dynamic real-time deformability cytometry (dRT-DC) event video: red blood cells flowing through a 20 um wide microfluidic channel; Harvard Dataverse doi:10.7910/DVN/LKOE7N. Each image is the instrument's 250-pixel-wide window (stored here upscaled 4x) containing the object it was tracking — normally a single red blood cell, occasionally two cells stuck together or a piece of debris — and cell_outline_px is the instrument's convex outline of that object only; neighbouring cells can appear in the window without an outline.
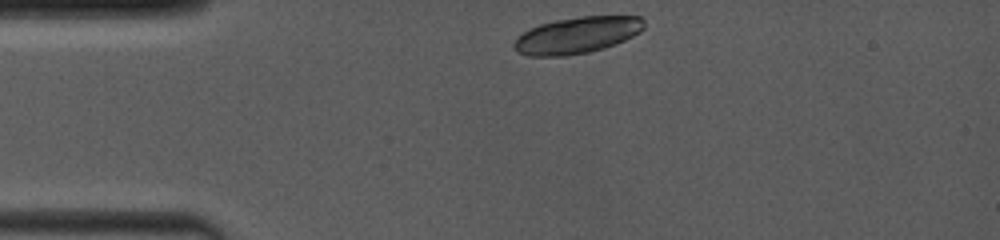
{"species": "common noctule bat (a hibernating species)", "species_latin": "Nyctalus noctula", "temperature_condition": "room temperature", "stored_images_in_passage": 5, "camera_frame_rate_fps": 4000, "um_per_image_px": 0.085, "animal": {"sex": "female", "body_mass_g": 19.0, "forearm_length_mm": 53.3}, "frame": {"image": 1, "passage_image": 1, "time_ms": 0.0, "image_size_px": [1000, 240], "cell_outline_px": [[644, 28], [640, 32], [616, 44], [604, 48], [588, 52], [564, 56], [528, 56], [516, 52], [512, 44], [524, 32], [540, 24], [556, 20], [580, 16], [640, 16], [644, 20]], "centroid_in_image_um": [49.06, 2.99], "position_along_channel_um": 35.9, "area_um2": 27.57}}